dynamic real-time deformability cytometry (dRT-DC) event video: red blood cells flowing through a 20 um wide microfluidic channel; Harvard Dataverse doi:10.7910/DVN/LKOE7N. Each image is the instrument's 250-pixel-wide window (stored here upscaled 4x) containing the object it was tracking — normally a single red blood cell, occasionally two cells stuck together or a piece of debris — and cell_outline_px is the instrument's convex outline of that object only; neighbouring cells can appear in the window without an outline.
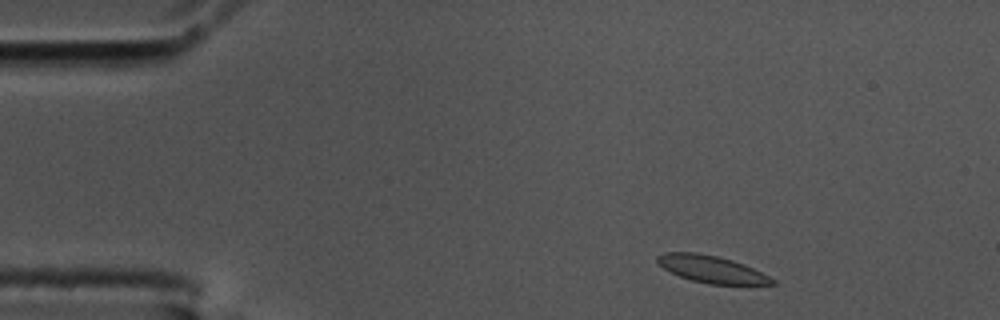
{"species": "common noctule bat (a hibernating species)", "species_latin": "Nyctalus noctula", "temperature_condition": "cold", "stored_images_in_passage": 51, "camera_frame_rate_fps": 3000, "um_per_image_px": 0.085, "animal": {"sex": "male", "body_mass_g": 17.5, "forearm_length_mm": 52.3}, "frame": {"image": 1, "passage_image": 3, "time_ms": 0.667, "image_size_px": [1000, 320], "cell_outline_px": [[776, 284], [708, 284], [692, 280], [680, 276], [664, 268], [656, 260], [656, 256], [664, 252], [696, 252], [716, 256], [732, 260], [744, 264], [776, 280]], "centroid_in_image_um": [60.47, 22.87], "position_along_channel_um": 24.5, "area_um2": 17.86}}
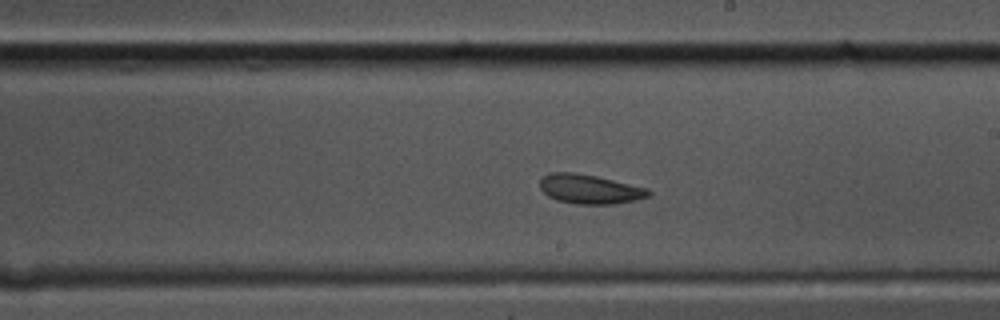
{"frame": {"image": 2, "passage_image": 27, "time_ms": 8.667, "image_size_px": [1000, 320], "cell_outline_px": [[652, 192], [648, 196], [636, 200], [616, 204], [576, 204], [556, 200], [548, 196], [540, 188], [540, 180], [544, 176], [552, 172], [572, 172], [596, 176], [648, 188]], "centroid_in_image_um": [50.13, 16.08], "position_along_channel_um": 238.9, "area_um2": 18.55}}
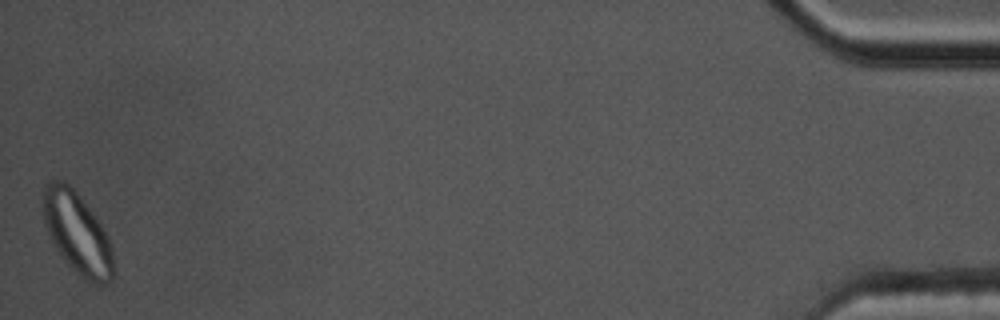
{"frame": {"image": 3, "passage_image": 51, "time_ms": 16.667, "image_size_px": [1000, 320], "cell_outline_px": [[112, 280], [108, 284], [96, 284], [84, 280], [68, 264], [56, 248], [44, 224], [40, 200], [40, 192], [52, 180], [64, 180], [76, 192], [96, 216], [108, 236], [112, 248]], "centroid_in_image_um": [6.53, 19.78], "position_along_channel_um": 428.7, "area_um2": 33.52}, "authors_computed_cell_mechanics": {"area_um2": 18.9006, "velocity_mm_per_s": 3.5553, "shape_relaxation_time_tau1_ms": null, "shape_relaxation_time_tau2_ms": 3.6544, "deformation_change_tau1": null, "deformation_change_tau2": 0.0781}}